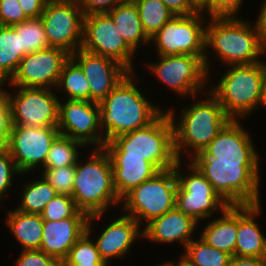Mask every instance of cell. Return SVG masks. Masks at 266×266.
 <instances>
[{
    "label": "cell",
    "mask_w": 266,
    "mask_h": 266,
    "mask_svg": "<svg viewBox=\"0 0 266 266\" xmlns=\"http://www.w3.org/2000/svg\"><path fill=\"white\" fill-rule=\"evenodd\" d=\"M254 21L259 33L260 41L266 50V0H262L261 7H259V13Z\"/></svg>",
    "instance_id": "46"
},
{
    "label": "cell",
    "mask_w": 266,
    "mask_h": 266,
    "mask_svg": "<svg viewBox=\"0 0 266 266\" xmlns=\"http://www.w3.org/2000/svg\"><path fill=\"white\" fill-rule=\"evenodd\" d=\"M136 72H129L99 103L100 128L105 143L151 124L165 109L156 106L137 87ZM136 83V84H135Z\"/></svg>",
    "instance_id": "3"
},
{
    "label": "cell",
    "mask_w": 266,
    "mask_h": 266,
    "mask_svg": "<svg viewBox=\"0 0 266 266\" xmlns=\"http://www.w3.org/2000/svg\"><path fill=\"white\" fill-rule=\"evenodd\" d=\"M84 16L94 13H108L117 5L120 0H78Z\"/></svg>",
    "instance_id": "43"
},
{
    "label": "cell",
    "mask_w": 266,
    "mask_h": 266,
    "mask_svg": "<svg viewBox=\"0 0 266 266\" xmlns=\"http://www.w3.org/2000/svg\"><path fill=\"white\" fill-rule=\"evenodd\" d=\"M166 7L177 16H190L198 12L189 0H162Z\"/></svg>",
    "instance_id": "44"
},
{
    "label": "cell",
    "mask_w": 266,
    "mask_h": 266,
    "mask_svg": "<svg viewBox=\"0 0 266 266\" xmlns=\"http://www.w3.org/2000/svg\"><path fill=\"white\" fill-rule=\"evenodd\" d=\"M182 163L187 165L185 169ZM175 173L178 181L175 207L198 223L211 219L217 212L221 214L229 206L190 160H178Z\"/></svg>",
    "instance_id": "9"
},
{
    "label": "cell",
    "mask_w": 266,
    "mask_h": 266,
    "mask_svg": "<svg viewBox=\"0 0 266 266\" xmlns=\"http://www.w3.org/2000/svg\"><path fill=\"white\" fill-rule=\"evenodd\" d=\"M107 153L144 157L159 171L175 167L173 124L166 109L149 125L113 138L104 144Z\"/></svg>",
    "instance_id": "7"
},
{
    "label": "cell",
    "mask_w": 266,
    "mask_h": 266,
    "mask_svg": "<svg viewBox=\"0 0 266 266\" xmlns=\"http://www.w3.org/2000/svg\"><path fill=\"white\" fill-rule=\"evenodd\" d=\"M156 57L158 61L146 62V68L168 86L169 91H174L175 95L196 100L208 90L205 87L211 85L208 84L211 79L204 65L205 56L157 55Z\"/></svg>",
    "instance_id": "10"
},
{
    "label": "cell",
    "mask_w": 266,
    "mask_h": 266,
    "mask_svg": "<svg viewBox=\"0 0 266 266\" xmlns=\"http://www.w3.org/2000/svg\"><path fill=\"white\" fill-rule=\"evenodd\" d=\"M7 211L6 227L17 240L21 250L40 249L43 237V219L40 214L23 213L15 208Z\"/></svg>",
    "instance_id": "26"
},
{
    "label": "cell",
    "mask_w": 266,
    "mask_h": 266,
    "mask_svg": "<svg viewBox=\"0 0 266 266\" xmlns=\"http://www.w3.org/2000/svg\"><path fill=\"white\" fill-rule=\"evenodd\" d=\"M7 87L13 125L58 126L60 98L55 89Z\"/></svg>",
    "instance_id": "13"
},
{
    "label": "cell",
    "mask_w": 266,
    "mask_h": 266,
    "mask_svg": "<svg viewBox=\"0 0 266 266\" xmlns=\"http://www.w3.org/2000/svg\"><path fill=\"white\" fill-rule=\"evenodd\" d=\"M253 23L238 16L208 17L204 65L209 77L212 73L211 55V58H216L217 62H222V66L225 64L227 67L264 60L266 50L260 41L257 26Z\"/></svg>",
    "instance_id": "1"
},
{
    "label": "cell",
    "mask_w": 266,
    "mask_h": 266,
    "mask_svg": "<svg viewBox=\"0 0 266 266\" xmlns=\"http://www.w3.org/2000/svg\"><path fill=\"white\" fill-rule=\"evenodd\" d=\"M62 98L57 126L60 134L81 142L85 148H103L105 138L100 128L99 103Z\"/></svg>",
    "instance_id": "16"
},
{
    "label": "cell",
    "mask_w": 266,
    "mask_h": 266,
    "mask_svg": "<svg viewBox=\"0 0 266 266\" xmlns=\"http://www.w3.org/2000/svg\"><path fill=\"white\" fill-rule=\"evenodd\" d=\"M215 78L219 81L208 90L231 119L246 120L252 112L260 109L266 83V59L253 64L228 66L220 79Z\"/></svg>",
    "instance_id": "5"
},
{
    "label": "cell",
    "mask_w": 266,
    "mask_h": 266,
    "mask_svg": "<svg viewBox=\"0 0 266 266\" xmlns=\"http://www.w3.org/2000/svg\"><path fill=\"white\" fill-rule=\"evenodd\" d=\"M87 154L86 160L80 156L75 165L72 198L88 216L107 214L111 205L114 209L121 203L114 187L112 163L104 148H92Z\"/></svg>",
    "instance_id": "4"
},
{
    "label": "cell",
    "mask_w": 266,
    "mask_h": 266,
    "mask_svg": "<svg viewBox=\"0 0 266 266\" xmlns=\"http://www.w3.org/2000/svg\"><path fill=\"white\" fill-rule=\"evenodd\" d=\"M81 142L59 134L51 145L42 169H53L76 165L81 151Z\"/></svg>",
    "instance_id": "32"
},
{
    "label": "cell",
    "mask_w": 266,
    "mask_h": 266,
    "mask_svg": "<svg viewBox=\"0 0 266 266\" xmlns=\"http://www.w3.org/2000/svg\"><path fill=\"white\" fill-rule=\"evenodd\" d=\"M62 264H108L97 250L93 238L85 232L70 248L67 258Z\"/></svg>",
    "instance_id": "36"
},
{
    "label": "cell",
    "mask_w": 266,
    "mask_h": 266,
    "mask_svg": "<svg viewBox=\"0 0 266 266\" xmlns=\"http://www.w3.org/2000/svg\"><path fill=\"white\" fill-rule=\"evenodd\" d=\"M89 218H65L59 221L43 220L40 249L59 264L67 258L70 248L86 232Z\"/></svg>",
    "instance_id": "22"
},
{
    "label": "cell",
    "mask_w": 266,
    "mask_h": 266,
    "mask_svg": "<svg viewBox=\"0 0 266 266\" xmlns=\"http://www.w3.org/2000/svg\"><path fill=\"white\" fill-rule=\"evenodd\" d=\"M245 0H209V17H239ZM239 11V12H238Z\"/></svg>",
    "instance_id": "42"
},
{
    "label": "cell",
    "mask_w": 266,
    "mask_h": 266,
    "mask_svg": "<svg viewBox=\"0 0 266 266\" xmlns=\"http://www.w3.org/2000/svg\"><path fill=\"white\" fill-rule=\"evenodd\" d=\"M40 173V175L54 187L58 194L72 197L75 165L53 169H41Z\"/></svg>",
    "instance_id": "37"
},
{
    "label": "cell",
    "mask_w": 266,
    "mask_h": 266,
    "mask_svg": "<svg viewBox=\"0 0 266 266\" xmlns=\"http://www.w3.org/2000/svg\"><path fill=\"white\" fill-rule=\"evenodd\" d=\"M221 216V217H219ZM199 237L208 245L235 256L237 239V205H229L221 215L210 219Z\"/></svg>",
    "instance_id": "25"
},
{
    "label": "cell",
    "mask_w": 266,
    "mask_h": 266,
    "mask_svg": "<svg viewBox=\"0 0 266 266\" xmlns=\"http://www.w3.org/2000/svg\"><path fill=\"white\" fill-rule=\"evenodd\" d=\"M40 18L50 47L70 55L81 48L84 14L78 0H48Z\"/></svg>",
    "instance_id": "12"
},
{
    "label": "cell",
    "mask_w": 266,
    "mask_h": 266,
    "mask_svg": "<svg viewBox=\"0 0 266 266\" xmlns=\"http://www.w3.org/2000/svg\"><path fill=\"white\" fill-rule=\"evenodd\" d=\"M16 175V176H15ZM21 173L16 167L11 153L7 149L0 150V202H3L10 194V188L14 187L13 181L17 176L20 178ZM9 190V191H8Z\"/></svg>",
    "instance_id": "38"
},
{
    "label": "cell",
    "mask_w": 266,
    "mask_h": 266,
    "mask_svg": "<svg viewBox=\"0 0 266 266\" xmlns=\"http://www.w3.org/2000/svg\"><path fill=\"white\" fill-rule=\"evenodd\" d=\"M81 67L90 87V101L102 102L130 72L116 60L82 48L70 55Z\"/></svg>",
    "instance_id": "19"
},
{
    "label": "cell",
    "mask_w": 266,
    "mask_h": 266,
    "mask_svg": "<svg viewBox=\"0 0 266 266\" xmlns=\"http://www.w3.org/2000/svg\"><path fill=\"white\" fill-rule=\"evenodd\" d=\"M261 108H264V110L266 109V83L264 86V92H263V99H262V104H261Z\"/></svg>",
    "instance_id": "51"
},
{
    "label": "cell",
    "mask_w": 266,
    "mask_h": 266,
    "mask_svg": "<svg viewBox=\"0 0 266 266\" xmlns=\"http://www.w3.org/2000/svg\"><path fill=\"white\" fill-rule=\"evenodd\" d=\"M43 220L59 221L65 218H89L81 212L74 199L67 195L57 194L47 204L40 214Z\"/></svg>",
    "instance_id": "35"
},
{
    "label": "cell",
    "mask_w": 266,
    "mask_h": 266,
    "mask_svg": "<svg viewBox=\"0 0 266 266\" xmlns=\"http://www.w3.org/2000/svg\"><path fill=\"white\" fill-rule=\"evenodd\" d=\"M12 126L11 105L7 88L0 84V150L7 149Z\"/></svg>",
    "instance_id": "39"
},
{
    "label": "cell",
    "mask_w": 266,
    "mask_h": 266,
    "mask_svg": "<svg viewBox=\"0 0 266 266\" xmlns=\"http://www.w3.org/2000/svg\"><path fill=\"white\" fill-rule=\"evenodd\" d=\"M15 266H61L53 257L39 249L21 250Z\"/></svg>",
    "instance_id": "41"
},
{
    "label": "cell",
    "mask_w": 266,
    "mask_h": 266,
    "mask_svg": "<svg viewBox=\"0 0 266 266\" xmlns=\"http://www.w3.org/2000/svg\"><path fill=\"white\" fill-rule=\"evenodd\" d=\"M104 215L105 214H96L89 216L86 232L94 238L93 240L100 257L112 266L111 260L113 261V259L116 258L124 259V256L130 253L129 251L132 245L136 243L135 241L143 238V233L139 223L133 217L123 213L119 215L120 217L116 216L113 220H110L108 224H105L107 226L98 228L101 229V231L96 236L93 234V231H95L93 225L97 226L95 221L97 222L98 220L99 223V221H102L101 219L104 218Z\"/></svg>",
    "instance_id": "18"
},
{
    "label": "cell",
    "mask_w": 266,
    "mask_h": 266,
    "mask_svg": "<svg viewBox=\"0 0 266 266\" xmlns=\"http://www.w3.org/2000/svg\"><path fill=\"white\" fill-rule=\"evenodd\" d=\"M59 134L57 126H12L7 150L11 153L21 176L43 168L51 145Z\"/></svg>",
    "instance_id": "15"
},
{
    "label": "cell",
    "mask_w": 266,
    "mask_h": 266,
    "mask_svg": "<svg viewBox=\"0 0 266 266\" xmlns=\"http://www.w3.org/2000/svg\"><path fill=\"white\" fill-rule=\"evenodd\" d=\"M192 6L209 17V0H189Z\"/></svg>",
    "instance_id": "48"
},
{
    "label": "cell",
    "mask_w": 266,
    "mask_h": 266,
    "mask_svg": "<svg viewBox=\"0 0 266 266\" xmlns=\"http://www.w3.org/2000/svg\"><path fill=\"white\" fill-rule=\"evenodd\" d=\"M202 95L205 98H200L196 100L198 102L193 101L194 104L182 107L179 114L175 112L174 107L166 110L173 124L174 150L177 160H190L197 153L202 152L231 120L209 90L203 92Z\"/></svg>",
    "instance_id": "2"
},
{
    "label": "cell",
    "mask_w": 266,
    "mask_h": 266,
    "mask_svg": "<svg viewBox=\"0 0 266 266\" xmlns=\"http://www.w3.org/2000/svg\"><path fill=\"white\" fill-rule=\"evenodd\" d=\"M61 266H110L109 264H61Z\"/></svg>",
    "instance_id": "50"
},
{
    "label": "cell",
    "mask_w": 266,
    "mask_h": 266,
    "mask_svg": "<svg viewBox=\"0 0 266 266\" xmlns=\"http://www.w3.org/2000/svg\"><path fill=\"white\" fill-rule=\"evenodd\" d=\"M12 27L20 34L23 56L50 47L41 18H29Z\"/></svg>",
    "instance_id": "34"
},
{
    "label": "cell",
    "mask_w": 266,
    "mask_h": 266,
    "mask_svg": "<svg viewBox=\"0 0 266 266\" xmlns=\"http://www.w3.org/2000/svg\"><path fill=\"white\" fill-rule=\"evenodd\" d=\"M28 19L18 0H0V25L15 26Z\"/></svg>",
    "instance_id": "40"
},
{
    "label": "cell",
    "mask_w": 266,
    "mask_h": 266,
    "mask_svg": "<svg viewBox=\"0 0 266 266\" xmlns=\"http://www.w3.org/2000/svg\"><path fill=\"white\" fill-rule=\"evenodd\" d=\"M23 57L20 34L12 26L0 25V84L12 77Z\"/></svg>",
    "instance_id": "30"
},
{
    "label": "cell",
    "mask_w": 266,
    "mask_h": 266,
    "mask_svg": "<svg viewBox=\"0 0 266 266\" xmlns=\"http://www.w3.org/2000/svg\"><path fill=\"white\" fill-rule=\"evenodd\" d=\"M262 204L237 205V239L235 256L258 257L266 256V235L255 221L261 216ZM259 225V226H258Z\"/></svg>",
    "instance_id": "23"
},
{
    "label": "cell",
    "mask_w": 266,
    "mask_h": 266,
    "mask_svg": "<svg viewBox=\"0 0 266 266\" xmlns=\"http://www.w3.org/2000/svg\"><path fill=\"white\" fill-rule=\"evenodd\" d=\"M244 120L231 119L218 135L193 158H215L217 161H261Z\"/></svg>",
    "instance_id": "20"
},
{
    "label": "cell",
    "mask_w": 266,
    "mask_h": 266,
    "mask_svg": "<svg viewBox=\"0 0 266 266\" xmlns=\"http://www.w3.org/2000/svg\"><path fill=\"white\" fill-rule=\"evenodd\" d=\"M162 266H192L185 258L179 256V260L164 261L160 263Z\"/></svg>",
    "instance_id": "49"
},
{
    "label": "cell",
    "mask_w": 266,
    "mask_h": 266,
    "mask_svg": "<svg viewBox=\"0 0 266 266\" xmlns=\"http://www.w3.org/2000/svg\"><path fill=\"white\" fill-rule=\"evenodd\" d=\"M229 266H266L265 258L233 256Z\"/></svg>",
    "instance_id": "47"
},
{
    "label": "cell",
    "mask_w": 266,
    "mask_h": 266,
    "mask_svg": "<svg viewBox=\"0 0 266 266\" xmlns=\"http://www.w3.org/2000/svg\"><path fill=\"white\" fill-rule=\"evenodd\" d=\"M180 256L192 266H229L232 256L208 245L202 238L192 239Z\"/></svg>",
    "instance_id": "31"
},
{
    "label": "cell",
    "mask_w": 266,
    "mask_h": 266,
    "mask_svg": "<svg viewBox=\"0 0 266 266\" xmlns=\"http://www.w3.org/2000/svg\"><path fill=\"white\" fill-rule=\"evenodd\" d=\"M69 58V53L56 47H48L25 55L16 72L2 85L55 89L63 65Z\"/></svg>",
    "instance_id": "17"
},
{
    "label": "cell",
    "mask_w": 266,
    "mask_h": 266,
    "mask_svg": "<svg viewBox=\"0 0 266 266\" xmlns=\"http://www.w3.org/2000/svg\"><path fill=\"white\" fill-rule=\"evenodd\" d=\"M55 91L67 100L90 101V87L81 67L70 57L63 65Z\"/></svg>",
    "instance_id": "28"
},
{
    "label": "cell",
    "mask_w": 266,
    "mask_h": 266,
    "mask_svg": "<svg viewBox=\"0 0 266 266\" xmlns=\"http://www.w3.org/2000/svg\"><path fill=\"white\" fill-rule=\"evenodd\" d=\"M177 187L175 167L159 171L121 198V212L133 217L143 228L142 225L175 208Z\"/></svg>",
    "instance_id": "8"
},
{
    "label": "cell",
    "mask_w": 266,
    "mask_h": 266,
    "mask_svg": "<svg viewBox=\"0 0 266 266\" xmlns=\"http://www.w3.org/2000/svg\"><path fill=\"white\" fill-rule=\"evenodd\" d=\"M135 5L142 27L149 38L174 16L162 0H139Z\"/></svg>",
    "instance_id": "33"
},
{
    "label": "cell",
    "mask_w": 266,
    "mask_h": 266,
    "mask_svg": "<svg viewBox=\"0 0 266 266\" xmlns=\"http://www.w3.org/2000/svg\"><path fill=\"white\" fill-rule=\"evenodd\" d=\"M28 18H40L48 0H18Z\"/></svg>",
    "instance_id": "45"
},
{
    "label": "cell",
    "mask_w": 266,
    "mask_h": 266,
    "mask_svg": "<svg viewBox=\"0 0 266 266\" xmlns=\"http://www.w3.org/2000/svg\"><path fill=\"white\" fill-rule=\"evenodd\" d=\"M81 48L91 53L112 58L130 72H136L134 60L137 54L126 44L107 13L84 16Z\"/></svg>",
    "instance_id": "14"
},
{
    "label": "cell",
    "mask_w": 266,
    "mask_h": 266,
    "mask_svg": "<svg viewBox=\"0 0 266 266\" xmlns=\"http://www.w3.org/2000/svg\"><path fill=\"white\" fill-rule=\"evenodd\" d=\"M108 155L113 168L114 187L120 198L159 172L144 157L126 156V153H108Z\"/></svg>",
    "instance_id": "24"
},
{
    "label": "cell",
    "mask_w": 266,
    "mask_h": 266,
    "mask_svg": "<svg viewBox=\"0 0 266 266\" xmlns=\"http://www.w3.org/2000/svg\"><path fill=\"white\" fill-rule=\"evenodd\" d=\"M139 0H120L121 4H135Z\"/></svg>",
    "instance_id": "52"
},
{
    "label": "cell",
    "mask_w": 266,
    "mask_h": 266,
    "mask_svg": "<svg viewBox=\"0 0 266 266\" xmlns=\"http://www.w3.org/2000/svg\"><path fill=\"white\" fill-rule=\"evenodd\" d=\"M115 23L126 44L138 54L140 47L150 45V38L146 35L135 4H119L107 13ZM143 43V44H142ZM142 45V46H141ZM140 46V47H139Z\"/></svg>",
    "instance_id": "27"
},
{
    "label": "cell",
    "mask_w": 266,
    "mask_h": 266,
    "mask_svg": "<svg viewBox=\"0 0 266 266\" xmlns=\"http://www.w3.org/2000/svg\"><path fill=\"white\" fill-rule=\"evenodd\" d=\"M35 180H27L22 186L19 196L21 200L15 209L28 214H41L46 204L53 199L58 193L54 187L48 183L41 175ZM37 179V180H36Z\"/></svg>",
    "instance_id": "29"
},
{
    "label": "cell",
    "mask_w": 266,
    "mask_h": 266,
    "mask_svg": "<svg viewBox=\"0 0 266 266\" xmlns=\"http://www.w3.org/2000/svg\"><path fill=\"white\" fill-rule=\"evenodd\" d=\"M207 21L208 16L200 11L190 16L174 15L150 38V44L156 55L205 56Z\"/></svg>",
    "instance_id": "11"
},
{
    "label": "cell",
    "mask_w": 266,
    "mask_h": 266,
    "mask_svg": "<svg viewBox=\"0 0 266 266\" xmlns=\"http://www.w3.org/2000/svg\"><path fill=\"white\" fill-rule=\"evenodd\" d=\"M190 161L229 205L261 203L259 161H217L215 158Z\"/></svg>",
    "instance_id": "6"
},
{
    "label": "cell",
    "mask_w": 266,
    "mask_h": 266,
    "mask_svg": "<svg viewBox=\"0 0 266 266\" xmlns=\"http://www.w3.org/2000/svg\"><path fill=\"white\" fill-rule=\"evenodd\" d=\"M199 223L192 217L185 215L176 207L165 214L151 220L142 228L143 238L155 244L179 243L185 249L188 243L195 238L194 234Z\"/></svg>",
    "instance_id": "21"
}]
</instances>
